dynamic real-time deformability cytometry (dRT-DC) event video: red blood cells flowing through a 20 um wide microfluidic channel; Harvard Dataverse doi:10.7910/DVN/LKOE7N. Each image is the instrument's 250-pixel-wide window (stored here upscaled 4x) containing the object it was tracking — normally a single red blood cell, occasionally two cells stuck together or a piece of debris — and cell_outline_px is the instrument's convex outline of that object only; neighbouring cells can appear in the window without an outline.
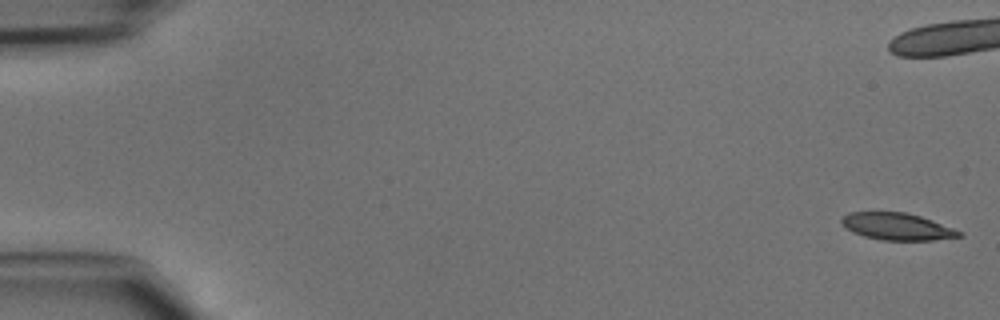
{"species": "common noctule bat (a hibernating species)", "species_latin": "Nyctalus noctula", "temperature_condition": "cold", "stored_images_in_passage": 48, "camera_frame_rate_fps": 3000, "um_per_image_px": 0.085, "animal": {"sex": "male", "body_mass_g": 15.6}, "frame": {"image": 1, "passage_image": 1, "time_ms": 0.0, "image_size_px": [1000, 320], "cell_outline_px": [[964, 236], [932, 240], [880, 240], [864, 236], [852, 232], [844, 228], [840, 220], [848, 212], [904, 212], [920, 216], [932, 220], [964, 232]], "centroid_in_image_um": [76.25, 19.26], "position_along_channel_um": 8.8, "area_um2": 18.61}}